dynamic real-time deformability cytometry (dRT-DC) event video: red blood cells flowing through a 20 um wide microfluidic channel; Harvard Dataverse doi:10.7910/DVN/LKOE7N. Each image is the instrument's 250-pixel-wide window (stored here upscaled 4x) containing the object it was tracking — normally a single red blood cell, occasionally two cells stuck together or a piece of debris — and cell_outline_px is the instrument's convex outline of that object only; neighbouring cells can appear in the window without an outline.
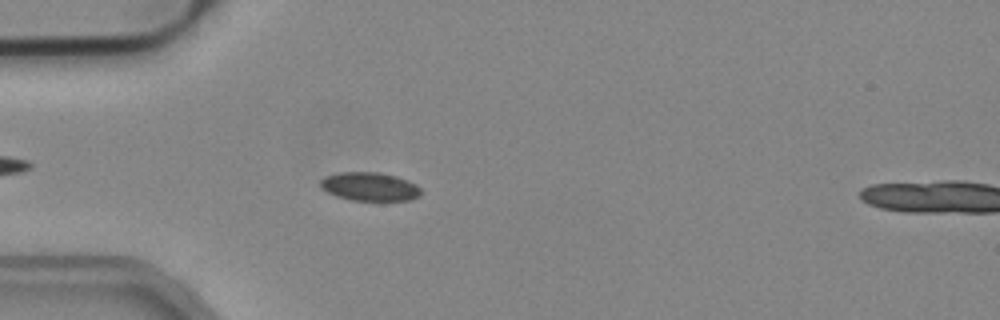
{"species": "common noctule bat (a hibernating species)", "species_latin": "Nyctalus noctula", "temperature_condition": "cold", "stored_images_in_passage": 45, "camera_frame_rate_fps": 3000, "um_per_image_px": 0.085, "animal": {"sex": "male", "body_mass_g": 19.2, "forearm_length_mm": 51.8}, "frame": {"image": 1, "passage_image": 10, "time_ms": 3.0, "image_size_px": [1000, 320], "cell_outline_px": [[420, 196], [408, 200], [352, 200], [336, 196], [320, 188], [320, 180], [324, 176], [340, 172], [380, 172], [396, 176], [408, 180], [416, 184], [420, 188]], "centroid_in_image_um": [31.4, 15.85], "position_along_channel_um": 53.6, "area_um2": 16.76}}
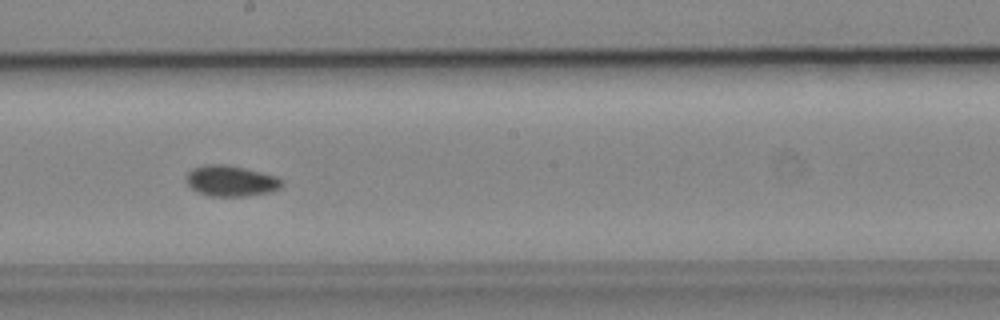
{"frame": {"image": 2, "passage_image": 24, "time_ms": 7.667, "image_size_px": [1000, 320], "cell_outline_px": [[284, 184], [280, 188], [268, 192], [248, 196], [208, 196], [192, 188], [188, 184], [188, 172], [192, 168], [204, 164], [228, 164], [276, 176], [284, 180]], "centroid_in_image_um": [19.66, 15.37], "position_along_channel_um": 228.5, "area_um2": 17.11}}
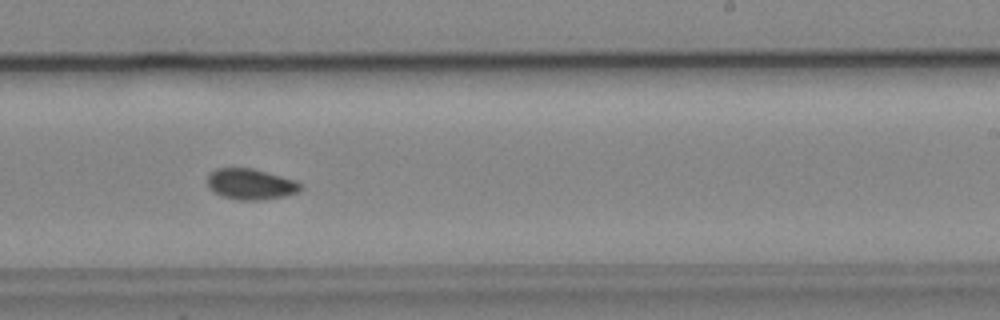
{"frame": {"image": 3, "passage_image": 27, "time_ms": 8.667, "image_size_px": [1000, 320], "cell_outline_px": [[300, 188], [296, 192], [284, 196], [260, 200], [240, 200], [224, 196], [208, 188], [208, 176], [216, 168], [252, 168], [296, 180], [300, 184]], "centroid_in_image_um": [21.29, 15.64], "position_along_channel_um": 267.7, "area_um2": 16.42}}